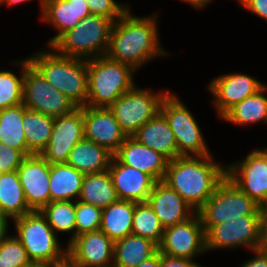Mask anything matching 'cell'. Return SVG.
Listing matches in <instances>:
<instances>
[{"instance_id": "1", "label": "cell", "mask_w": 267, "mask_h": 267, "mask_svg": "<svg viewBox=\"0 0 267 267\" xmlns=\"http://www.w3.org/2000/svg\"><path fill=\"white\" fill-rule=\"evenodd\" d=\"M157 17L134 16L129 9L113 24L106 56L137 70L152 58L168 55L159 44Z\"/></svg>"}, {"instance_id": "2", "label": "cell", "mask_w": 267, "mask_h": 267, "mask_svg": "<svg viewBox=\"0 0 267 267\" xmlns=\"http://www.w3.org/2000/svg\"><path fill=\"white\" fill-rule=\"evenodd\" d=\"M209 156H179L167 164L162 180L197 212L226 176V167Z\"/></svg>"}, {"instance_id": "3", "label": "cell", "mask_w": 267, "mask_h": 267, "mask_svg": "<svg viewBox=\"0 0 267 267\" xmlns=\"http://www.w3.org/2000/svg\"><path fill=\"white\" fill-rule=\"evenodd\" d=\"M29 63L76 107H85L88 97L87 60L40 51L28 58Z\"/></svg>"}, {"instance_id": "4", "label": "cell", "mask_w": 267, "mask_h": 267, "mask_svg": "<svg viewBox=\"0 0 267 267\" xmlns=\"http://www.w3.org/2000/svg\"><path fill=\"white\" fill-rule=\"evenodd\" d=\"M134 70L130 65L107 56L87 60L88 97L86 106L109 108L134 86Z\"/></svg>"}, {"instance_id": "5", "label": "cell", "mask_w": 267, "mask_h": 267, "mask_svg": "<svg viewBox=\"0 0 267 267\" xmlns=\"http://www.w3.org/2000/svg\"><path fill=\"white\" fill-rule=\"evenodd\" d=\"M113 24L106 17L90 15L62 34L50 48L60 55L86 60L106 56Z\"/></svg>"}, {"instance_id": "6", "label": "cell", "mask_w": 267, "mask_h": 267, "mask_svg": "<svg viewBox=\"0 0 267 267\" xmlns=\"http://www.w3.org/2000/svg\"><path fill=\"white\" fill-rule=\"evenodd\" d=\"M197 213L206 232L214 225L226 223L241 216L263 215L264 208L226 175Z\"/></svg>"}, {"instance_id": "7", "label": "cell", "mask_w": 267, "mask_h": 267, "mask_svg": "<svg viewBox=\"0 0 267 267\" xmlns=\"http://www.w3.org/2000/svg\"><path fill=\"white\" fill-rule=\"evenodd\" d=\"M15 236L34 263L53 264L67 258V247L59 245L57 234L40 211H31L15 218Z\"/></svg>"}, {"instance_id": "8", "label": "cell", "mask_w": 267, "mask_h": 267, "mask_svg": "<svg viewBox=\"0 0 267 267\" xmlns=\"http://www.w3.org/2000/svg\"><path fill=\"white\" fill-rule=\"evenodd\" d=\"M160 112L168 120L170 128L175 135L178 157L211 155L199 124L175 94L167 93L161 102Z\"/></svg>"}, {"instance_id": "9", "label": "cell", "mask_w": 267, "mask_h": 267, "mask_svg": "<svg viewBox=\"0 0 267 267\" xmlns=\"http://www.w3.org/2000/svg\"><path fill=\"white\" fill-rule=\"evenodd\" d=\"M166 92L152 93L150 89H140L136 85L121 95L109 109L113 112L121 129L132 136L140 127L160 112Z\"/></svg>"}, {"instance_id": "10", "label": "cell", "mask_w": 267, "mask_h": 267, "mask_svg": "<svg viewBox=\"0 0 267 267\" xmlns=\"http://www.w3.org/2000/svg\"><path fill=\"white\" fill-rule=\"evenodd\" d=\"M23 104L30 110L52 118L70 113L77 108L67 96L49 84L31 64L24 69Z\"/></svg>"}, {"instance_id": "11", "label": "cell", "mask_w": 267, "mask_h": 267, "mask_svg": "<svg viewBox=\"0 0 267 267\" xmlns=\"http://www.w3.org/2000/svg\"><path fill=\"white\" fill-rule=\"evenodd\" d=\"M263 215L241 216L210 227L205 232L206 250L245 246L252 252L259 249Z\"/></svg>"}, {"instance_id": "12", "label": "cell", "mask_w": 267, "mask_h": 267, "mask_svg": "<svg viewBox=\"0 0 267 267\" xmlns=\"http://www.w3.org/2000/svg\"><path fill=\"white\" fill-rule=\"evenodd\" d=\"M226 175L262 208H267V148L226 166Z\"/></svg>"}, {"instance_id": "13", "label": "cell", "mask_w": 267, "mask_h": 267, "mask_svg": "<svg viewBox=\"0 0 267 267\" xmlns=\"http://www.w3.org/2000/svg\"><path fill=\"white\" fill-rule=\"evenodd\" d=\"M206 250L205 230L198 213L187 221L164 229L159 252L172 258L193 260Z\"/></svg>"}, {"instance_id": "14", "label": "cell", "mask_w": 267, "mask_h": 267, "mask_svg": "<svg viewBox=\"0 0 267 267\" xmlns=\"http://www.w3.org/2000/svg\"><path fill=\"white\" fill-rule=\"evenodd\" d=\"M84 139L83 107L54 118L49 144L41 156L49 164L66 163L71 150Z\"/></svg>"}, {"instance_id": "15", "label": "cell", "mask_w": 267, "mask_h": 267, "mask_svg": "<svg viewBox=\"0 0 267 267\" xmlns=\"http://www.w3.org/2000/svg\"><path fill=\"white\" fill-rule=\"evenodd\" d=\"M67 257L79 267H113L114 241L101 230L68 241Z\"/></svg>"}, {"instance_id": "16", "label": "cell", "mask_w": 267, "mask_h": 267, "mask_svg": "<svg viewBox=\"0 0 267 267\" xmlns=\"http://www.w3.org/2000/svg\"><path fill=\"white\" fill-rule=\"evenodd\" d=\"M17 173L28 206L40 211L50 202V164L41 155L26 156Z\"/></svg>"}, {"instance_id": "17", "label": "cell", "mask_w": 267, "mask_h": 267, "mask_svg": "<svg viewBox=\"0 0 267 267\" xmlns=\"http://www.w3.org/2000/svg\"><path fill=\"white\" fill-rule=\"evenodd\" d=\"M264 86L262 82L254 77L247 74L234 73L214 78L208 84V89L215 97L213 105L220 118H222L233 106L246 97L256 94Z\"/></svg>"}, {"instance_id": "18", "label": "cell", "mask_w": 267, "mask_h": 267, "mask_svg": "<svg viewBox=\"0 0 267 267\" xmlns=\"http://www.w3.org/2000/svg\"><path fill=\"white\" fill-rule=\"evenodd\" d=\"M84 138L115 154L128 137L107 107H83Z\"/></svg>"}, {"instance_id": "19", "label": "cell", "mask_w": 267, "mask_h": 267, "mask_svg": "<svg viewBox=\"0 0 267 267\" xmlns=\"http://www.w3.org/2000/svg\"><path fill=\"white\" fill-rule=\"evenodd\" d=\"M108 171L119 200L146 202L157 182L151 175L122 164L115 156Z\"/></svg>"}, {"instance_id": "20", "label": "cell", "mask_w": 267, "mask_h": 267, "mask_svg": "<svg viewBox=\"0 0 267 267\" xmlns=\"http://www.w3.org/2000/svg\"><path fill=\"white\" fill-rule=\"evenodd\" d=\"M146 202L154 210L164 229L183 223L197 213L191 205L163 181L155 183Z\"/></svg>"}, {"instance_id": "21", "label": "cell", "mask_w": 267, "mask_h": 267, "mask_svg": "<svg viewBox=\"0 0 267 267\" xmlns=\"http://www.w3.org/2000/svg\"><path fill=\"white\" fill-rule=\"evenodd\" d=\"M114 156L122 164L149 174L156 181L164 179L169 162L165 156L139 143L132 136L126 138Z\"/></svg>"}, {"instance_id": "22", "label": "cell", "mask_w": 267, "mask_h": 267, "mask_svg": "<svg viewBox=\"0 0 267 267\" xmlns=\"http://www.w3.org/2000/svg\"><path fill=\"white\" fill-rule=\"evenodd\" d=\"M42 19L52 24L58 34L46 44L51 46L62 34L91 15L85 0H44Z\"/></svg>"}, {"instance_id": "23", "label": "cell", "mask_w": 267, "mask_h": 267, "mask_svg": "<svg viewBox=\"0 0 267 267\" xmlns=\"http://www.w3.org/2000/svg\"><path fill=\"white\" fill-rule=\"evenodd\" d=\"M132 137L139 143L159 152L169 161L178 157L175 135L161 112L140 127Z\"/></svg>"}, {"instance_id": "24", "label": "cell", "mask_w": 267, "mask_h": 267, "mask_svg": "<svg viewBox=\"0 0 267 267\" xmlns=\"http://www.w3.org/2000/svg\"><path fill=\"white\" fill-rule=\"evenodd\" d=\"M113 157L105 147L84 138L71 150L66 163L86 175L107 171Z\"/></svg>"}, {"instance_id": "25", "label": "cell", "mask_w": 267, "mask_h": 267, "mask_svg": "<svg viewBox=\"0 0 267 267\" xmlns=\"http://www.w3.org/2000/svg\"><path fill=\"white\" fill-rule=\"evenodd\" d=\"M158 251L153 240L130 234L114 242L113 267H136Z\"/></svg>"}, {"instance_id": "26", "label": "cell", "mask_w": 267, "mask_h": 267, "mask_svg": "<svg viewBox=\"0 0 267 267\" xmlns=\"http://www.w3.org/2000/svg\"><path fill=\"white\" fill-rule=\"evenodd\" d=\"M83 178L82 172L67 163L50 164V202L78 200Z\"/></svg>"}, {"instance_id": "27", "label": "cell", "mask_w": 267, "mask_h": 267, "mask_svg": "<svg viewBox=\"0 0 267 267\" xmlns=\"http://www.w3.org/2000/svg\"><path fill=\"white\" fill-rule=\"evenodd\" d=\"M136 203L118 200L103 208L100 230L114 242L132 234Z\"/></svg>"}, {"instance_id": "28", "label": "cell", "mask_w": 267, "mask_h": 267, "mask_svg": "<svg viewBox=\"0 0 267 267\" xmlns=\"http://www.w3.org/2000/svg\"><path fill=\"white\" fill-rule=\"evenodd\" d=\"M31 211L17 171L0 173V214L15 219Z\"/></svg>"}, {"instance_id": "29", "label": "cell", "mask_w": 267, "mask_h": 267, "mask_svg": "<svg viewBox=\"0 0 267 267\" xmlns=\"http://www.w3.org/2000/svg\"><path fill=\"white\" fill-rule=\"evenodd\" d=\"M78 201L92 204L101 209L119 199L109 171L84 175Z\"/></svg>"}, {"instance_id": "30", "label": "cell", "mask_w": 267, "mask_h": 267, "mask_svg": "<svg viewBox=\"0 0 267 267\" xmlns=\"http://www.w3.org/2000/svg\"><path fill=\"white\" fill-rule=\"evenodd\" d=\"M27 109L21 103L0 110V143L19 150L25 157L28 156V149L23 130V119Z\"/></svg>"}, {"instance_id": "31", "label": "cell", "mask_w": 267, "mask_h": 267, "mask_svg": "<svg viewBox=\"0 0 267 267\" xmlns=\"http://www.w3.org/2000/svg\"><path fill=\"white\" fill-rule=\"evenodd\" d=\"M54 118L27 109L24 113L23 130L25 132L28 156L41 155L49 144Z\"/></svg>"}, {"instance_id": "32", "label": "cell", "mask_w": 267, "mask_h": 267, "mask_svg": "<svg viewBox=\"0 0 267 267\" xmlns=\"http://www.w3.org/2000/svg\"><path fill=\"white\" fill-rule=\"evenodd\" d=\"M266 89L267 86H264L256 94L246 97L233 106L222 119L241 126L261 121L267 123V96L264 94Z\"/></svg>"}, {"instance_id": "33", "label": "cell", "mask_w": 267, "mask_h": 267, "mask_svg": "<svg viewBox=\"0 0 267 267\" xmlns=\"http://www.w3.org/2000/svg\"><path fill=\"white\" fill-rule=\"evenodd\" d=\"M40 212L47 219L48 224L57 234L58 232H72L70 241L76 237V219L74 201H51Z\"/></svg>"}, {"instance_id": "34", "label": "cell", "mask_w": 267, "mask_h": 267, "mask_svg": "<svg viewBox=\"0 0 267 267\" xmlns=\"http://www.w3.org/2000/svg\"><path fill=\"white\" fill-rule=\"evenodd\" d=\"M163 232L164 228L150 205L147 202L136 203L132 234L151 239L159 245L163 238Z\"/></svg>"}, {"instance_id": "35", "label": "cell", "mask_w": 267, "mask_h": 267, "mask_svg": "<svg viewBox=\"0 0 267 267\" xmlns=\"http://www.w3.org/2000/svg\"><path fill=\"white\" fill-rule=\"evenodd\" d=\"M17 63L23 70L20 77L9 70L0 71V110L23 103L24 69L30 63L28 58Z\"/></svg>"}, {"instance_id": "36", "label": "cell", "mask_w": 267, "mask_h": 267, "mask_svg": "<svg viewBox=\"0 0 267 267\" xmlns=\"http://www.w3.org/2000/svg\"><path fill=\"white\" fill-rule=\"evenodd\" d=\"M31 260L15 235H7L0 241V267H25Z\"/></svg>"}, {"instance_id": "37", "label": "cell", "mask_w": 267, "mask_h": 267, "mask_svg": "<svg viewBox=\"0 0 267 267\" xmlns=\"http://www.w3.org/2000/svg\"><path fill=\"white\" fill-rule=\"evenodd\" d=\"M75 201L76 236L98 231L101 227L102 209L92 204Z\"/></svg>"}, {"instance_id": "38", "label": "cell", "mask_w": 267, "mask_h": 267, "mask_svg": "<svg viewBox=\"0 0 267 267\" xmlns=\"http://www.w3.org/2000/svg\"><path fill=\"white\" fill-rule=\"evenodd\" d=\"M91 15L106 17L113 22L120 19L129 9V4H120L114 0H85Z\"/></svg>"}, {"instance_id": "39", "label": "cell", "mask_w": 267, "mask_h": 267, "mask_svg": "<svg viewBox=\"0 0 267 267\" xmlns=\"http://www.w3.org/2000/svg\"><path fill=\"white\" fill-rule=\"evenodd\" d=\"M24 158L19 150L0 143V173L17 171Z\"/></svg>"}, {"instance_id": "40", "label": "cell", "mask_w": 267, "mask_h": 267, "mask_svg": "<svg viewBox=\"0 0 267 267\" xmlns=\"http://www.w3.org/2000/svg\"><path fill=\"white\" fill-rule=\"evenodd\" d=\"M258 17L267 20V0H237Z\"/></svg>"}, {"instance_id": "41", "label": "cell", "mask_w": 267, "mask_h": 267, "mask_svg": "<svg viewBox=\"0 0 267 267\" xmlns=\"http://www.w3.org/2000/svg\"><path fill=\"white\" fill-rule=\"evenodd\" d=\"M160 267H202L194 261L185 258H172L160 253Z\"/></svg>"}, {"instance_id": "42", "label": "cell", "mask_w": 267, "mask_h": 267, "mask_svg": "<svg viewBox=\"0 0 267 267\" xmlns=\"http://www.w3.org/2000/svg\"><path fill=\"white\" fill-rule=\"evenodd\" d=\"M255 255L251 260L246 261L242 267H267V254L256 250L253 252Z\"/></svg>"}, {"instance_id": "43", "label": "cell", "mask_w": 267, "mask_h": 267, "mask_svg": "<svg viewBox=\"0 0 267 267\" xmlns=\"http://www.w3.org/2000/svg\"><path fill=\"white\" fill-rule=\"evenodd\" d=\"M261 252L267 254V208L264 209V213L261 221V242L259 249Z\"/></svg>"}, {"instance_id": "44", "label": "cell", "mask_w": 267, "mask_h": 267, "mask_svg": "<svg viewBox=\"0 0 267 267\" xmlns=\"http://www.w3.org/2000/svg\"><path fill=\"white\" fill-rule=\"evenodd\" d=\"M136 267H160V252L158 251L153 257L145 260Z\"/></svg>"}, {"instance_id": "45", "label": "cell", "mask_w": 267, "mask_h": 267, "mask_svg": "<svg viewBox=\"0 0 267 267\" xmlns=\"http://www.w3.org/2000/svg\"><path fill=\"white\" fill-rule=\"evenodd\" d=\"M8 224V217L0 214V241H2L7 236L9 227Z\"/></svg>"}, {"instance_id": "46", "label": "cell", "mask_w": 267, "mask_h": 267, "mask_svg": "<svg viewBox=\"0 0 267 267\" xmlns=\"http://www.w3.org/2000/svg\"><path fill=\"white\" fill-rule=\"evenodd\" d=\"M50 267H79L77 264L72 262L68 257L61 262L53 263Z\"/></svg>"}, {"instance_id": "47", "label": "cell", "mask_w": 267, "mask_h": 267, "mask_svg": "<svg viewBox=\"0 0 267 267\" xmlns=\"http://www.w3.org/2000/svg\"><path fill=\"white\" fill-rule=\"evenodd\" d=\"M182 1L191 4L196 8H203L206 6V4H209V2L212 0H182Z\"/></svg>"}, {"instance_id": "48", "label": "cell", "mask_w": 267, "mask_h": 267, "mask_svg": "<svg viewBox=\"0 0 267 267\" xmlns=\"http://www.w3.org/2000/svg\"><path fill=\"white\" fill-rule=\"evenodd\" d=\"M27 1H31V0H1L0 1V4L6 2L9 6L11 5H18V4H22L24 2H27ZM40 5H41V9L43 10V6H44V0H40Z\"/></svg>"}, {"instance_id": "49", "label": "cell", "mask_w": 267, "mask_h": 267, "mask_svg": "<svg viewBox=\"0 0 267 267\" xmlns=\"http://www.w3.org/2000/svg\"><path fill=\"white\" fill-rule=\"evenodd\" d=\"M25 267H50V264L32 262L31 264H29Z\"/></svg>"}]
</instances>
